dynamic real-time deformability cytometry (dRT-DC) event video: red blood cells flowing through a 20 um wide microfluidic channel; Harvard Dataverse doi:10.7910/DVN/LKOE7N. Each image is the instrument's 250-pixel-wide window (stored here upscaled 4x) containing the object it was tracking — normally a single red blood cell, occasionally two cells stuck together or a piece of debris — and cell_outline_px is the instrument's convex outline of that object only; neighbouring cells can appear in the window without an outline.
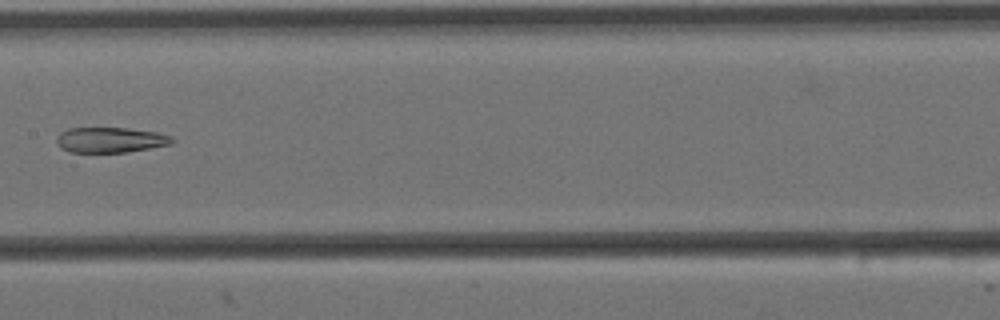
{"species": "Egyptian fruit bat (a non-hibernating species)", "species_latin": "Rousettus aegyptiacus", "temperature_condition": "cold", "stored_images_in_passage": 8, "camera_frame_rate_fps": 3000, "um_per_image_px": 0.085, "animal": {"sex": "female"}, "frame": {"image": 1, "passage_image": 7, "time_ms": 2.0, "image_size_px": [1000, 320], "cell_outline_px": [[176, 140], [172, 144], [128, 152], [68, 152], [60, 148], [56, 144], [56, 136], [60, 132], [68, 128], [128, 128], [156, 132], [172, 136]], "centroid_in_image_um": [9.37, 11.89], "position_along_channel_um": 198.0, "area_um2": 17.28}}
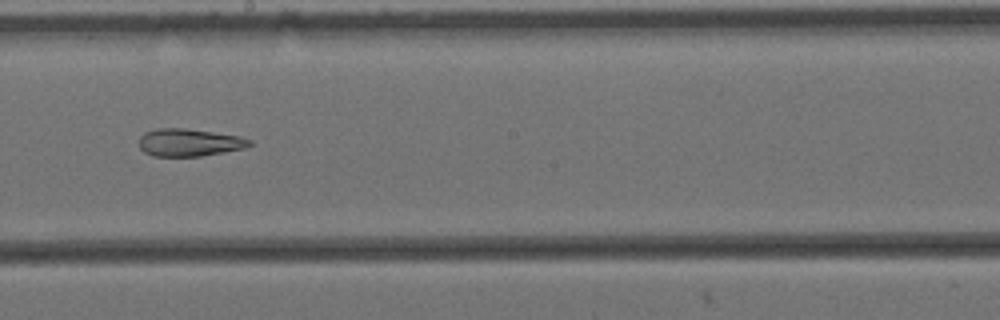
{"frame": {"image": 2, "passage_image": 8, "time_ms": 2.333, "image_size_px": [1000, 320], "cell_outline_px": [[252, 144], [244, 148], [224, 152], [200, 156], [152, 156], [144, 152], [140, 148], [140, 136], [144, 132], [156, 128], [184, 128], [240, 136], [252, 140]], "centroid_in_image_um": [16.07, 12.11], "position_along_channel_um": 232.1, "area_um2": 17.74}}